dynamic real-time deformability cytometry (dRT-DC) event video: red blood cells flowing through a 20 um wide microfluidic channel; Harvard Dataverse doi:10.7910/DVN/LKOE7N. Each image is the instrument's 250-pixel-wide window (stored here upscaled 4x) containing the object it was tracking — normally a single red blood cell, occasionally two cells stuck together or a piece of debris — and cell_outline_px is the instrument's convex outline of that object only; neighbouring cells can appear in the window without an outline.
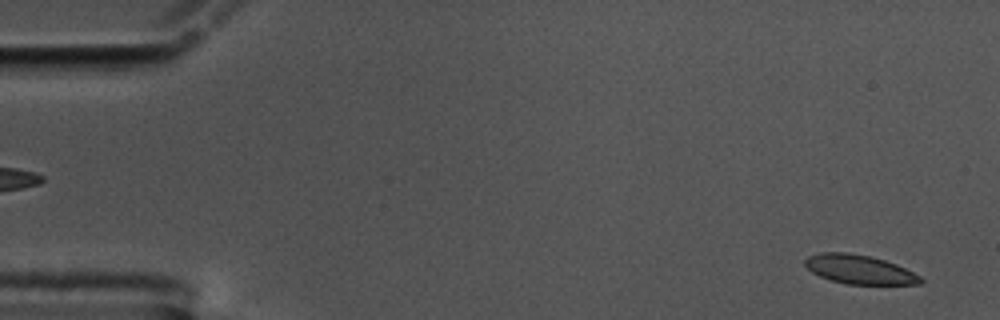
{"species": "common noctule bat (a hibernating species)", "species_latin": "Nyctalus noctula", "temperature_condition": "cold", "stored_images_in_passage": 56, "camera_frame_rate_fps": 3000, "um_per_image_px": 0.085, "animal": {"sex": "male", "body_mass_g": 17.5, "forearm_length_mm": 52.3}, "frame": {"image": 1, "passage_image": 2, "time_ms": 0.333, "image_size_px": [1000, 320], "cell_outline_px": [[924, 280], [920, 284], [848, 284], [832, 280], [820, 276], [812, 272], [804, 264], [804, 260], [808, 256], [820, 252], [848, 252], [872, 256], [896, 264], [920, 276]], "centroid_in_image_um": [73.03, 22.89], "position_along_channel_um": 12.0, "area_um2": 19.48}}
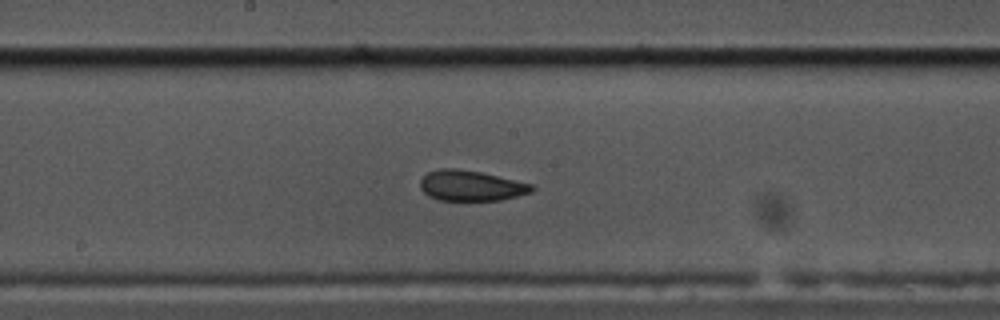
{"frame": {"image": 2, "passage_image": 29, "time_ms": 9.333, "image_size_px": [1000, 320], "cell_outline_px": [[536, 188], [532, 192], [500, 200], [440, 200], [428, 196], [420, 188], [420, 180], [428, 172], [440, 168], [456, 168], [480, 172], [532, 184]], "centroid_in_image_um": [40.02, 15.78], "position_along_channel_um": 208.2, "area_um2": 19.71}}
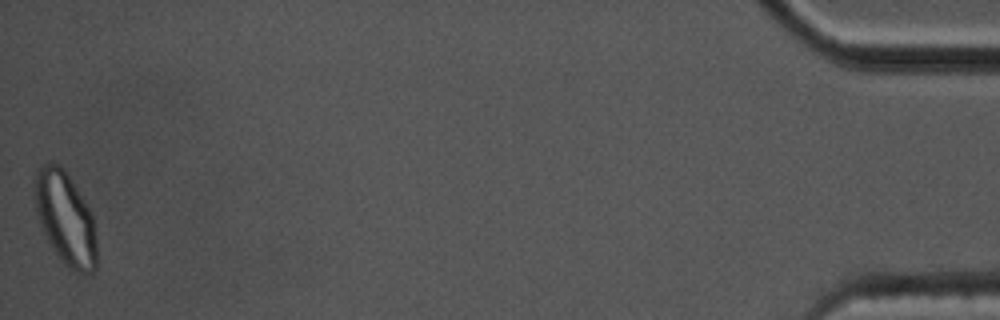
{"frame": {"image": 3, "passage_image": 56, "time_ms": 18.333, "image_size_px": [1000, 320], "cell_outline_px": [[96, 268], [92, 272], [84, 276], [76, 272], [64, 264], [60, 260], [48, 240], [40, 224], [36, 212], [32, 196], [32, 180], [36, 168], [40, 164], [60, 164], [92, 212], [96, 236]], "centroid_in_image_um": [5.52, 18.55], "position_along_channel_um": 429.7, "area_um2": 34.1}, "authors_computed_cell_mechanics": {"area_um2": 20.4612, "velocity_mm_per_s": 3.5271, "shape_relaxation_time_tau1_ms": 10.044, "shape_relaxation_time_tau2_ms": 2.0805, "deformation_change_tau1": 0.171, "deformation_change_tau2": 0.0615}}